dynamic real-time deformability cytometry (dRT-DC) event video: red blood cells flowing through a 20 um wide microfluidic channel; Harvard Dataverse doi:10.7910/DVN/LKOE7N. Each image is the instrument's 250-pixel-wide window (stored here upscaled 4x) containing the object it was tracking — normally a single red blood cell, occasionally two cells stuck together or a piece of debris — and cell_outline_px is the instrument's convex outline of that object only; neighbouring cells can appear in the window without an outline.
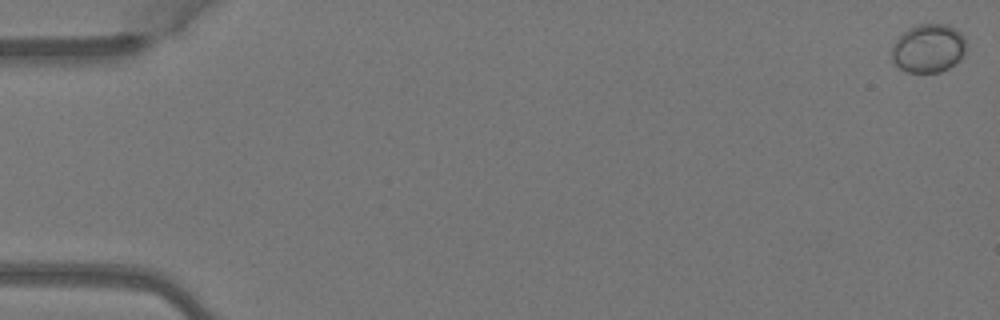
{"species": "Egyptian fruit bat (a non-hibernating species)", "species_latin": "Rousettus aegyptiacus", "temperature_condition": "warm", "stored_images_in_passage": 5, "camera_frame_rate_fps": 3000, "um_per_image_px": 0.085, "animal": {"sex": "female"}, "frame": {"image": 1, "passage_image": 1, "time_ms": 0.0, "image_size_px": [1000, 320], "cell_outline_px": [[964, 52], [960, 60], [948, 68], [940, 72], [908, 72], [900, 68], [892, 60], [892, 48], [896, 40], [908, 28], [920, 24], [948, 24], [956, 28], [964, 36]], "centroid_in_image_um": [78.92, 4.1], "position_along_channel_um": 6.1, "area_um2": 20.92}}